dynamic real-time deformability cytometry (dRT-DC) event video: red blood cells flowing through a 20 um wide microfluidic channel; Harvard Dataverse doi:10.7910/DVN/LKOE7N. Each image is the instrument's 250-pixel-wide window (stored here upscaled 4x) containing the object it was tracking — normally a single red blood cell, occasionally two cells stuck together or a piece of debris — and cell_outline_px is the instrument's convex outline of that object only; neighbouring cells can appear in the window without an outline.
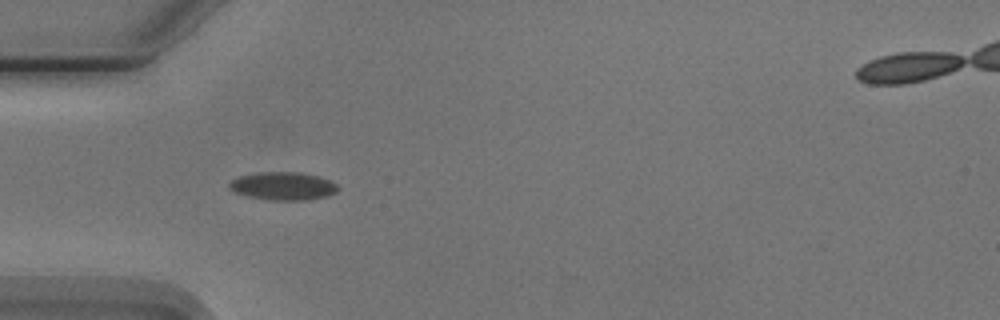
{"species": "Egyptian fruit bat (a non-hibernating species)", "species_latin": "Rousettus aegyptiacus", "temperature_condition": "cold", "stored_images_in_passage": 6, "camera_frame_rate_fps": 3000, "um_per_image_px": 0.085, "animal": {"sex": "male"}, "frame": {"image": 1, "passage_image": 5, "time_ms": 4.667, "image_size_px": [1000, 320], "cell_outline_px": [[340, 188], [336, 192], [328, 196], [308, 200], [272, 200], [248, 196], [232, 192], [228, 188], [228, 184], [236, 176], [260, 172], [300, 172], [316, 176], [328, 180], [336, 184]], "centroid_in_image_um": [24.02, 15.81], "position_along_channel_um": 61.0, "area_um2": 17.86}}
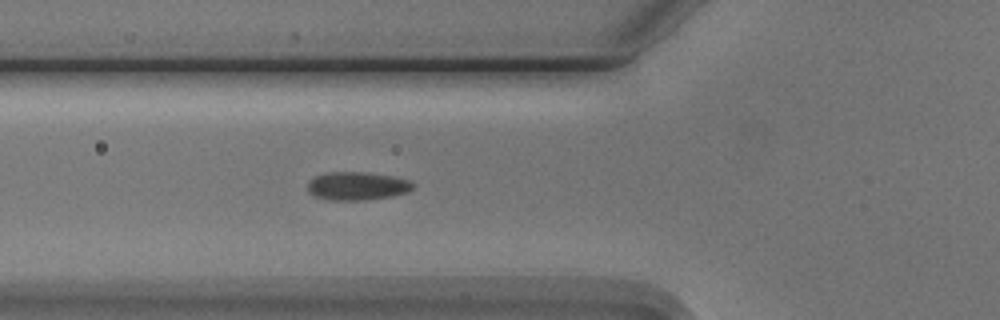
{"frame": {"image": 2, "passage_image": 6, "time_ms": 5.667, "image_size_px": [1000, 320], "cell_outline_px": [[416, 184], [408, 192], [392, 196], [364, 200], [332, 200], [316, 196], [308, 192], [308, 180], [316, 176], [328, 172], [364, 172], [392, 176], [412, 180]], "centroid_in_image_um": [30.39, 15.8], "position_along_channel_um": 95.4, "area_um2": 17.4}}